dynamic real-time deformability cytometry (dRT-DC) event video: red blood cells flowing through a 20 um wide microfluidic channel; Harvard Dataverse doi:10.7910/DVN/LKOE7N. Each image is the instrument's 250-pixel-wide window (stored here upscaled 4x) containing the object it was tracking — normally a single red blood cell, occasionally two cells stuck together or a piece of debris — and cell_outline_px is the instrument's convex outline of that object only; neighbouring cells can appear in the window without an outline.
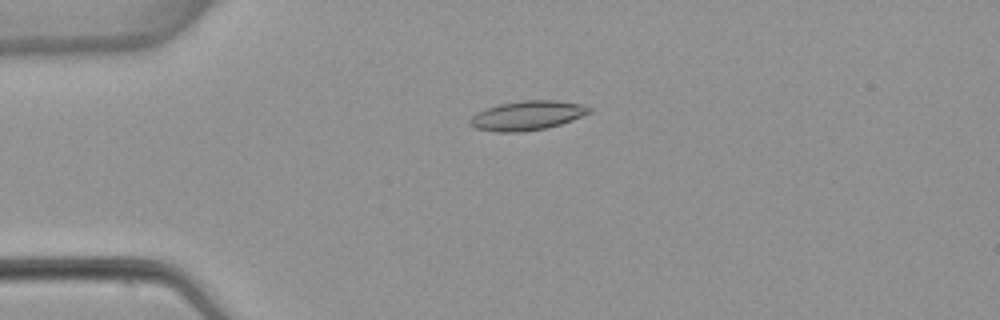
{"species": "common noctule bat (a hibernating species)", "species_latin": "Nyctalus noctula", "temperature_condition": "warm", "stored_images_in_passage": 5, "camera_frame_rate_fps": 3000, "um_per_image_px": 0.085, "animal": {"sex": "female", "body_mass_g": 22.7, "forearm_length_mm": 54.2}, "frame": {"image": 1, "passage_image": 4, "time_ms": 3.667, "image_size_px": [1000, 320], "cell_outline_px": [[592, 112], [572, 120], [560, 124], [544, 128], [524, 132], [496, 132], [476, 128], [468, 124], [468, 120], [476, 112], [496, 104], [520, 100], [556, 100], [584, 104], [592, 108]], "centroid_in_image_um": [44.8, 9.81], "position_along_channel_um": 40.2, "area_um2": 20.69}}